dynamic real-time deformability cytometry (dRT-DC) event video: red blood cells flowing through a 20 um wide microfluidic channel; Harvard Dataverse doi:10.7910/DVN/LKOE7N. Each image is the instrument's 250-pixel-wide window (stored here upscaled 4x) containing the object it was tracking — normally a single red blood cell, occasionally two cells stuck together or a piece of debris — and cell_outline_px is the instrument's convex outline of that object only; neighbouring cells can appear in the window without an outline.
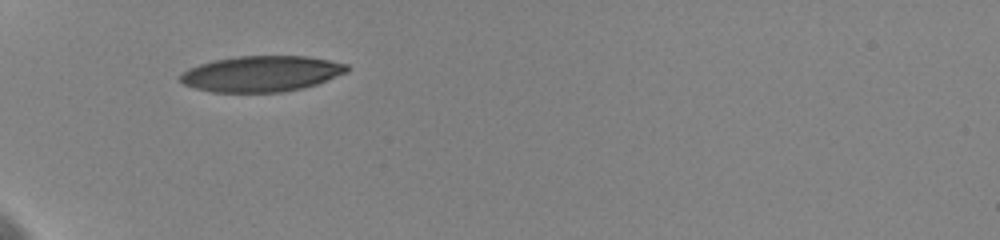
{"species": "human", "species_latin": "Homo sapiens", "temperature_condition": "cold", "stored_images_in_passage": 54, "camera_frame_rate_fps": 3000, "um_per_image_px": 0.085, "donor": {"sex": "female"}, "frame": {"image": 1, "passage_image": 1, "time_ms": 0.0, "image_size_px": [1000, 240], "cell_outline_px": [[348, 72], [316, 84], [304, 88], [280, 92], [212, 92], [196, 88], [184, 84], [180, 80], [180, 76], [188, 68], [200, 64], [216, 60], [236, 56], [308, 56], [348, 64]], "centroid_in_image_um": [22.24, 6.27], "position_along_channel_um": 62.8, "area_um2": 34.62}}
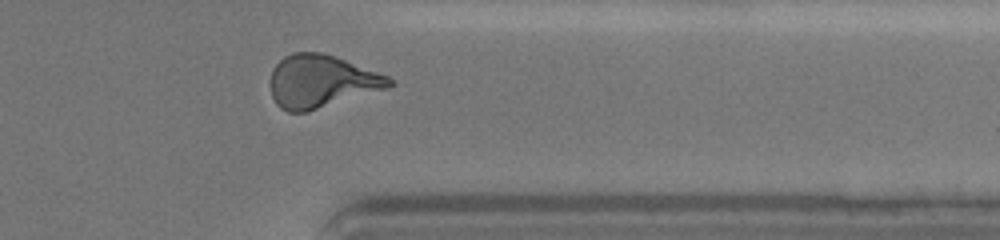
{"frame": {"image": 2, "passage_image": 45, "time_ms": 9.333, "image_size_px": [1000, 240], "cell_outline_px": [[396, 84], [388, 88], [308, 112], [288, 112], [280, 108], [276, 104], [272, 96], [268, 84], [272, 68], [284, 56], [292, 52], [324, 52], [388, 76], [396, 80]], "centroid_in_image_um": [27.29, 6.92], "position_along_channel_um": 384.1, "area_um2": 37.05}, "authors_computed_cell_mechanics": {"area_um2": 35.6048, "velocity_mm_per_s": 3.6059, "shape_relaxation_time_tau1_ms": 5.0048, "shape_relaxation_time_tau2_ms": 1.7489, "deformation_change_tau1": 0.1716, "deformation_change_tau2": 0.0898}}